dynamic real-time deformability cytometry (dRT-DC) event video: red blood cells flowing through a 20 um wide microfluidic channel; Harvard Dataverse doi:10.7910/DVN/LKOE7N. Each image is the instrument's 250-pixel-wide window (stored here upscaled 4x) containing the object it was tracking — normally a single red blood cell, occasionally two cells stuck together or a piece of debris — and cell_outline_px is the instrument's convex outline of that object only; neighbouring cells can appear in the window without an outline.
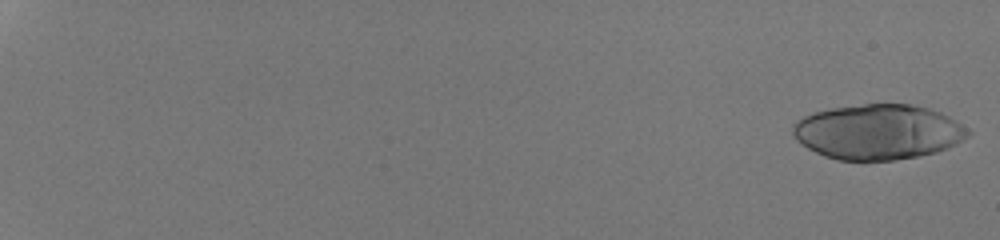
{"species": "human", "species_latin": "Homo sapiens", "temperature_condition": "room temperature", "stored_images_in_passage": 45, "camera_frame_rate_fps": 3000, "um_per_image_px": 0.085, "donor": {"sex": "male"}, "frame": {"image": 1, "passage_image": 1, "time_ms": 0.0, "image_size_px": [1000, 240], "cell_outline_px": [[972, 132], [968, 136], [956, 144], [948, 148], [936, 152], [920, 156], [896, 160], [836, 160], [824, 156], [808, 148], [796, 140], [792, 132], [792, 124], [796, 120], [804, 116], [816, 112], [832, 108], [864, 104], [912, 104], [928, 108], [940, 112], [948, 116]], "centroid_in_image_um": [74.63, 11.22], "position_along_channel_um": 10.4, "area_um2": 56.3}}
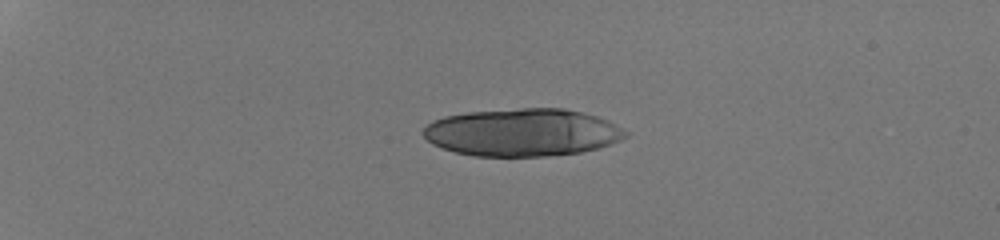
{"frame": {"image": 2, "passage_image": 15, "time_ms": 4.667, "image_size_px": [1000, 240], "cell_outline_px": [[632, 132], [628, 136], [620, 140], [600, 148], [580, 152], [548, 156], [472, 156], [456, 152], [432, 144], [420, 132], [432, 120], [444, 116], [468, 112], [520, 108], [564, 108], [596, 116], [608, 120]], "centroid_in_image_um": [44.43, 11.25], "position_along_channel_um": 40.6, "area_um2": 56.47}}